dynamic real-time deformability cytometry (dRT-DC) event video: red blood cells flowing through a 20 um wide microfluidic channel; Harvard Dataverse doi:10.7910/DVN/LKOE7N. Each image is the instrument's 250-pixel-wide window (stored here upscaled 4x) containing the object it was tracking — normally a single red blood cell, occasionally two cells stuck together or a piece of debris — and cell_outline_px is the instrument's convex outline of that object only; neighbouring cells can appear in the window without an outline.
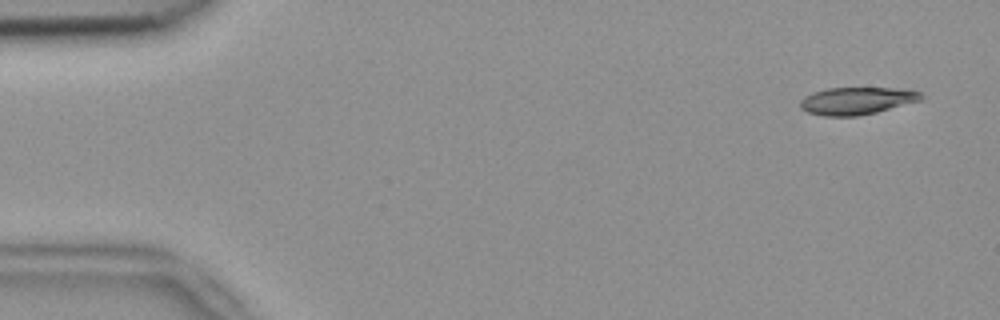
{"species": "common noctule bat (a hibernating species)", "species_latin": "Nyctalus noctula", "temperature_condition": "room temperature", "stored_images_in_passage": 53, "camera_frame_rate_fps": 3000, "um_per_image_px": 0.085, "animal": {"sex": "female", "body_mass_g": 18.4}, "frame": {"image": 1, "passage_image": 3, "time_ms": 0.667, "image_size_px": [1000, 320], "cell_outline_px": [[924, 100], [876, 112], [856, 116], [824, 116], [808, 112], [800, 108], [800, 100], [804, 96], [812, 92], [828, 88], [904, 88], [920, 92], [924, 96]], "centroid_in_image_um": [72.86, 8.56], "position_along_channel_um": 12.1, "area_um2": 19.48}}
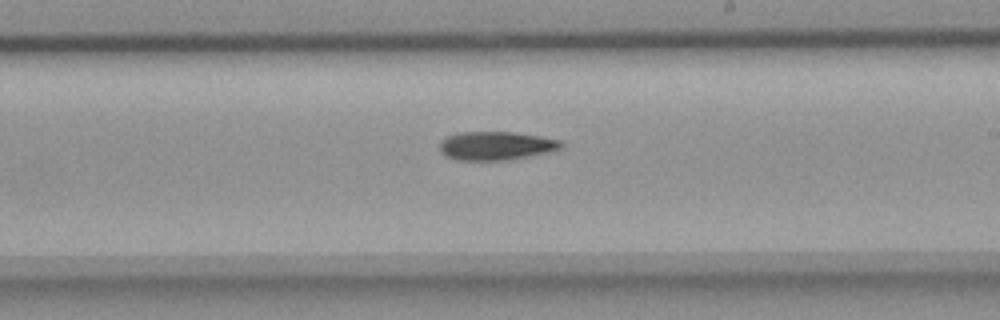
{"frame": {"image": 2, "passage_image": 31, "time_ms": 10.0, "image_size_px": [1000, 320], "cell_outline_px": [[564, 144], [560, 148], [552, 152], [512, 160], [456, 160], [444, 156], [440, 152], [440, 140], [448, 136], [460, 132], [512, 132], [540, 136], [560, 140]], "centroid_in_image_um": [42.17, 12.4], "position_along_channel_um": 246.8, "area_um2": 20.52}}
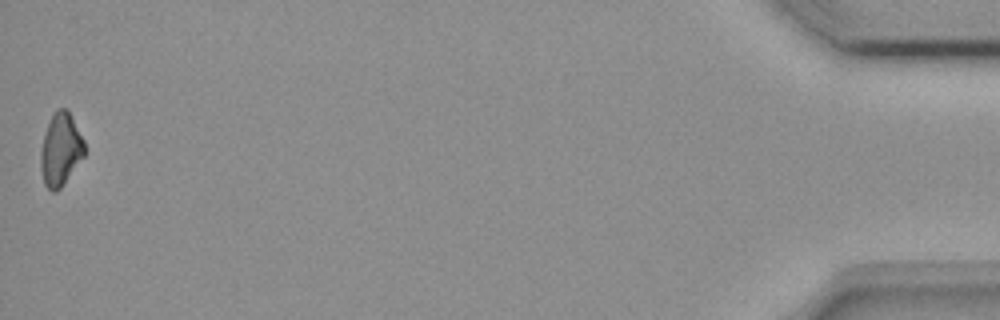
{"frame": {"image": 3, "passage_image": 53, "time_ms": 17.333, "image_size_px": [1000, 320], "cell_outline_px": [[84, 156], [60, 188], [56, 192], [52, 192], [44, 184], [40, 168], [40, 152], [44, 132], [52, 112], [56, 108], [68, 108], [84, 140]], "centroid_in_image_um": [5.13, 12.67], "position_along_channel_um": 430.1, "area_um2": 18.79}, "authors_computed_cell_mechanics": {"area_um2": 19.8254, "velocity_mm_per_s": 3.8023, "shape_relaxation_time_tau1_ms": 7.1293, "shape_relaxation_time_tau2_ms": null, "deformation_change_tau1": 0.1453, "deformation_change_tau2": null}}